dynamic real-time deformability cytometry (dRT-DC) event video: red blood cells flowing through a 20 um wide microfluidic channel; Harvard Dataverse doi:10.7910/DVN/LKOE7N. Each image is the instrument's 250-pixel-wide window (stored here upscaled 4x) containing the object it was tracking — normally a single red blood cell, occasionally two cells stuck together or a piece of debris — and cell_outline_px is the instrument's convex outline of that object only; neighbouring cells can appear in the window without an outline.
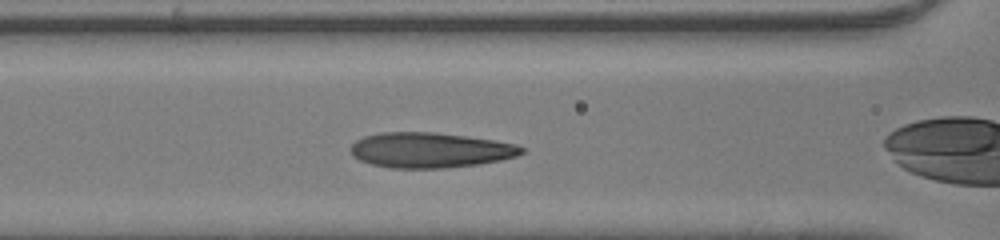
{"species": "human", "species_latin": "Homo sapiens", "temperature_condition": "room temperature", "stored_images_in_passage": 25, "camera_frame_rate_fps": 3000, "um_per_image_px": 0.085, "donor": {"sex": "male"}, "frame": {"image": 1, "passage_image": 5, "time_ms": 1.333, "image_size_px": [1000, 240], "cell_outline_px": [[528, 148], [524, 152], [516, 156], [500, 160], [480, 164], [444, 168], [392, 168], [372, 164], [360, 160], [352, 156], [352, 144], [356, 140], [364, 136], [380, 132], [436, 132], [496, 140], [516, 144]], "centroid_in_image_um": [36.6, 12.75], "position_along_channel_um": 130.0, "area_um2": 35.26}}
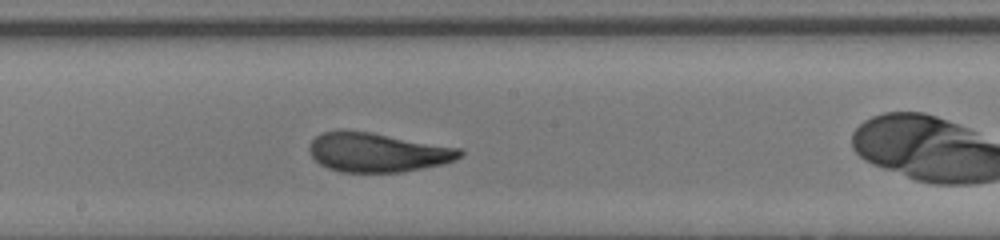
{"frame": {"image": 2, "passage_image": 11, "time_ms": 3.333, "image_size_px": [1000, 240], "cell_outline_px": [[464, 152], [460, 156], [444, 164], [400, 172], [340, 172], [328, 168], [320, 164], [308, 152], [308, 144], [320, 132], [372, 132], [464, 148]], "centroid_in_image_um": [32.11, 12.96], "position_along_channel_um": 216.1, "area_um2": 34.33}}
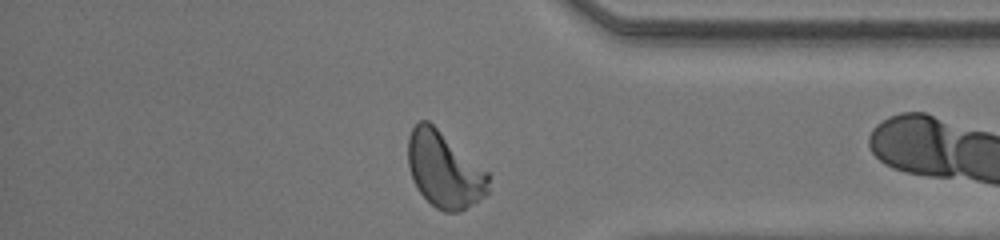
{"frame": {"image": 3, "passage_image": 24, "time_ms": 7.667, "image_size_px": [1000, 240], "cell_outline_px": [[488, 192], [484, 196], [460, 212], [444, 212], [436, 208], [416, 188], [412, 180], [408, 164], [408, 136], [412, 128], [420, 120], [428, 120], [488, 172]], "centroid_in_image_um": [37.74, 14.43], "position_along_channel_um": 397.5, "area_um2": 35.32}}